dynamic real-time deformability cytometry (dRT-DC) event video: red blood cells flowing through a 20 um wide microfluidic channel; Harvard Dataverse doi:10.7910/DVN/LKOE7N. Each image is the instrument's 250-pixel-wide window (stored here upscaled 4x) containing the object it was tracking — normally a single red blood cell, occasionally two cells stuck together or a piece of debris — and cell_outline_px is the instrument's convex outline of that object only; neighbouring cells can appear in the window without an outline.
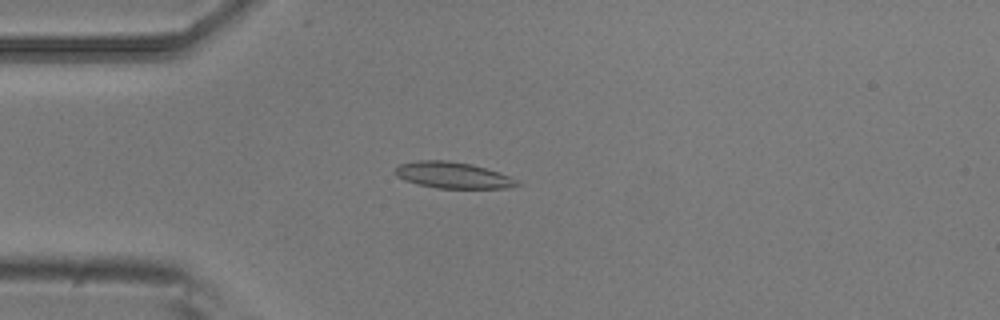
{"species": "common noctule bat (a hibernating species)", "species_latin": "Nyctalus noctula", "temperature_condition": "room temperature", "stored_images_in_passage": 2, "camera_frame_rate_fps": 3000, "um_per_image_px": 0.085, "animal": {"sex": "male", "body_mass_g": 20.5, "forearm_length_mm": 52.5}, "frame": {"image": 1, "passage_image": 2, "time_ms": 0.333, "image_size_px": [1000, 320], "cell_outline_px": [[524, 184], [504, 188], [436, 188], [404, 180], [396, 176], [392, 172], [400, 164], [416, 160], [448, 160], [472, 164], [508, 176]], "centroid_in_image_um": [38.44, 14.88], "position_along_channel_um": 46.6, "area_um2": 18.55}}